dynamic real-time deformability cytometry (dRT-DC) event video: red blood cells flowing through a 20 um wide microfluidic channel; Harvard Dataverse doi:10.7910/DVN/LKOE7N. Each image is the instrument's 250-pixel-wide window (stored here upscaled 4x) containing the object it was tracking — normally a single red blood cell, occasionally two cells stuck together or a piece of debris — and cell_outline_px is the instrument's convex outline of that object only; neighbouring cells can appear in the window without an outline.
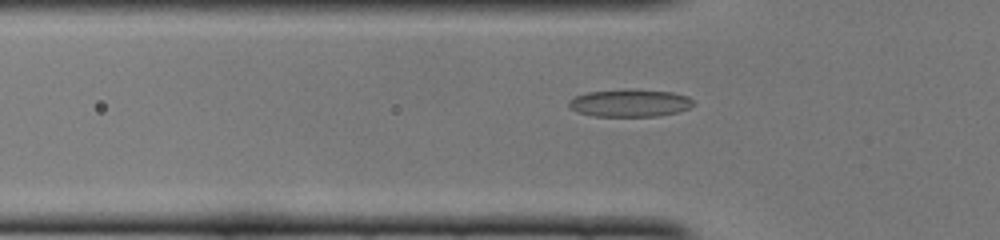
{"species": "common noctule bat (a hibernating species)", "species_latin": "Nyctalus noctula", "temperature_condition": "cold", "stored_images_in_passage": 44, "camera_frame_rate_fps": 3000, "um_per_image_px": 0.085, "animal": {"sex": "female", "body_mass_g": 22.0, "forearm_length_mm": 56.7}, "frame": {"image": 1, "passage_image": 16, "time_ms": 5.0, "image_size_px": [1000, 240], "cell_outline_px": [[696, 104], [688, 108], [676, 112], [660, 116], [592, 116], [576, 112], [568, 104], [568, 100], [576, 96], [588, 92], [628, 88], [632, 88], [672, 92], [688, 96]], "centroid_in_image_um": [53.54, 8.74], "position_along_channel_um": 72.3, "area_um2": 20.23}}
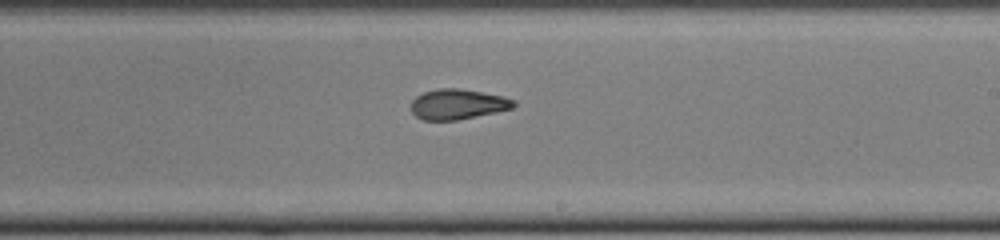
{"frame": {"image": 2, "passage_image": 29, "time_ms": 9.333, "image_size_px": [1000, 240], "cell_outline_px": [[516, 104], [512, 108], [496, 112], [456, 120], [424, 120], [416, 116], [412, 112], [412, 100], [416, 96], [424, 92], [436, 88], [460, 88], [504, 96], [516, 100]], "centroid_in_image_um": [38.92, 8.84], "position_along_channel_um": 250.1, "area_um2": 18.09}}
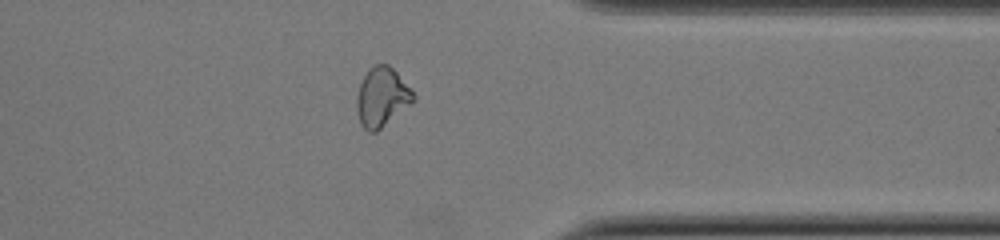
{"frame": {"image": 3, "passage_image": 39, "time_ms": 12.667, "image_size_px": [1000, 240], "cell_outline_px": [[416, 100], [376, 132], [368, 132], [360, 124], [356, 108], [356, 96], [360, 84], [364, 76], [372, 64], [388, 64], [396, 72], [416, 96]], "centroid_in_image_um": [32.44, 8.26], "position_along_channel_um": 379.0, "area_um2": 19.48}}